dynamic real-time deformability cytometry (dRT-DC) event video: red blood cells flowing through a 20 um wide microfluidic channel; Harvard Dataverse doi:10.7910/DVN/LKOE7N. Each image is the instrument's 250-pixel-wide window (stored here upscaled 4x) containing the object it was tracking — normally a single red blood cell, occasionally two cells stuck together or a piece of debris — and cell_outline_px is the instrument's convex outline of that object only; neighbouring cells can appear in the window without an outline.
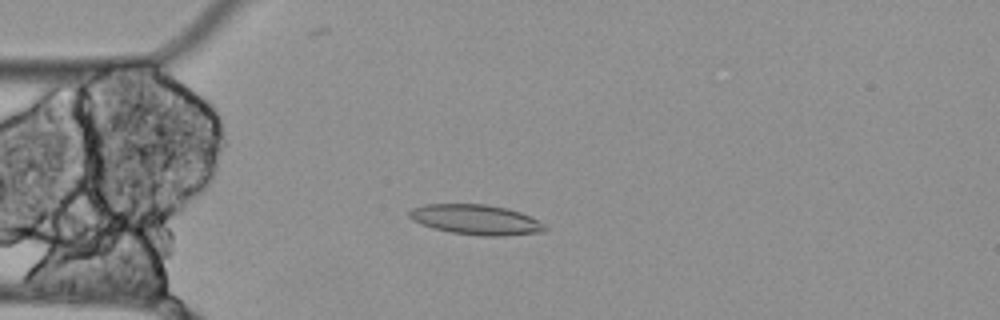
{"species": "Egyptian fruit bat (a non-hibernating species)", "species_latin": "Rousettus aegyptiacus", "temperature_condition": "cold", "stored_images_in_passage": 54, "camera_frame_rate_fps": 3000, "um_per_image_px": 0.085, "animal": {"sex": "female"}, "frame": {"image": 1, "passage_image": 12, "time_ms": 3.667, "image_size_px": [1000, 320], "cell_outline_px": [[548, 232], [500, 236], [484, 236], [452, 232], [432, 228], [420, 224], [412, 220], [408, 216], [408, 212], [412, 208], [424, 204], [488, 204], [508, 208], [520, 212], [544, 224], [548, 228]], "centroid_in_image_um": [40.46, 18.67], "position_along_channel_um": 44.5, "area_um2": 23.93}}
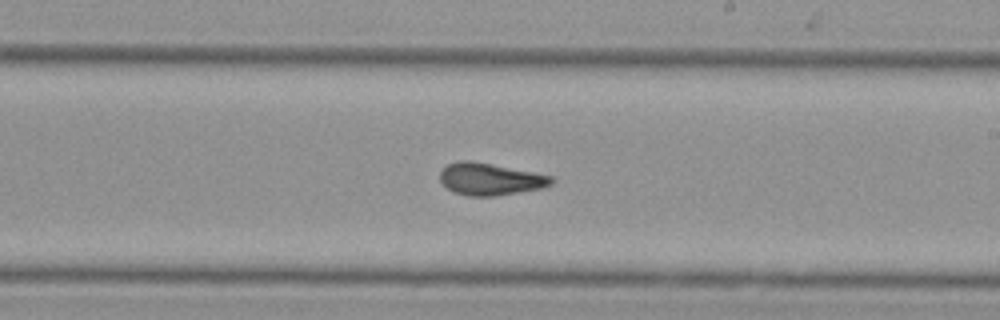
{"frame": {"image": 2, "passage_image": 30, "time_ms": 9.667, "image_size_px": [1000, 320], "cell_outline_px": [[556, 180], [552, 184], [544, 188], [496, 196], [468, 196], [452, 192], [440, 180], [440, 172], [448, 164], [460, 160], [468, 160], [492, 164], [552, 176]], "centroid_in_image_um": [41.68, 15.23], "position_along_channel_um": 247.3, "area_um2": 20.87}}
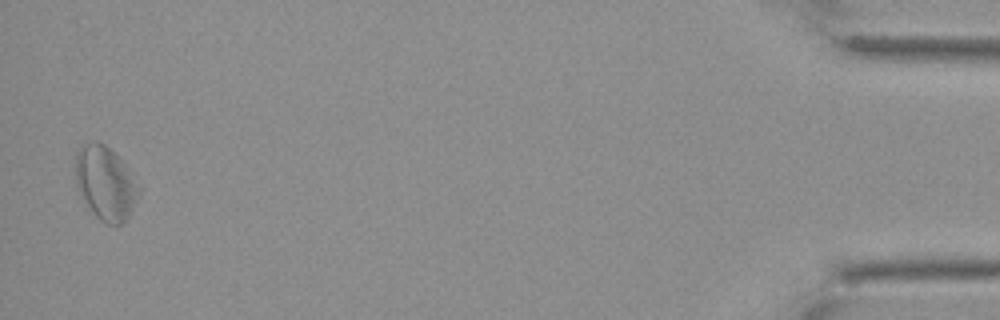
{"frame": {"image": 3, "passage_image": 53, "time_ms": 17.333, "image_size_px": [1000, 320], "cell_outline_px": [[140, 192], [132, 212], [120, 224], [108, 224], [100, 220], [92, 212], [84, 200], [76, 184], [76, 152], [84, 144], [96, 140], [104, 144], [124, 160], [140, 188]], "centroid_in_image_um": [8.99, 15.54], "position_along_channel_um": 426.2, "area_um2": 27.17}, "authors_computed_cell_mechanics": {"area_um2": 22.1952, "velocity_mm_per_s": 3.4812, "shape_relaxation_time_tau1_ms": null, "shape_relaxation_time_tau2_ms": 4.1111, "deformation_change_tau1": null, "deformation_change_tau2": 0.1124}}